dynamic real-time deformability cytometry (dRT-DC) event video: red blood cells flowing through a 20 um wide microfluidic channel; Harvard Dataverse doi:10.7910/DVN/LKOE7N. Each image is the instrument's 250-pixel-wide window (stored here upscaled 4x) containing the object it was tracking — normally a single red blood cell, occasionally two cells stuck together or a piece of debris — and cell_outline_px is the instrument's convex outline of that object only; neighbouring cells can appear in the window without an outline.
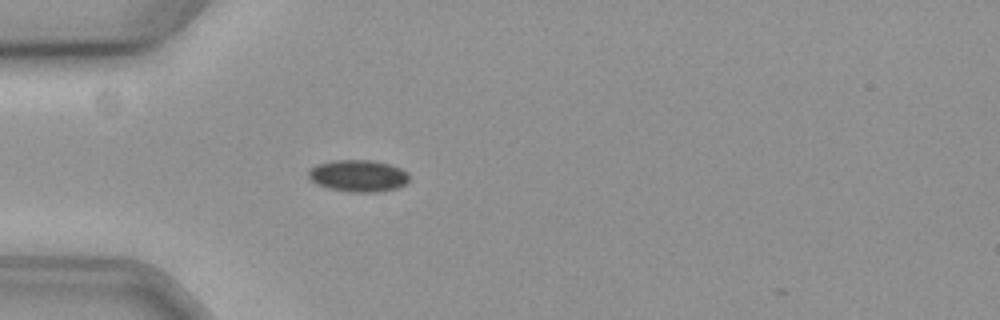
{"species": "common noctule bat (a hibernating species)", "species_latin": "Nyctalus noctula", "temperature_condition": "cold", "stored_images_in_passage": 42, "camera_frame_rate_fps": 3000, "um_per_image_px": 0.085, "animal": {"sex": "female", "body_mass_g": 19.3, "forearm_length_mm": 54.1}, "frame": {"image": 1, "passage_image": 1, "time_ms": 0.0, "image_size_px": [1000, 320], "cell_outline_px": [[408, 180], [404, 184], [396, 188], [376, 192], [348, 192], [328, 188], [316, 184], [308, 176], [308, 172], [316, 164], [332, 160], [372, 160], [392, 164], [408, 172]], "centroid_in_image_um": [30.44, 14.93], "position_along_channel_um": 54.6, "area_um2": 18.79}}
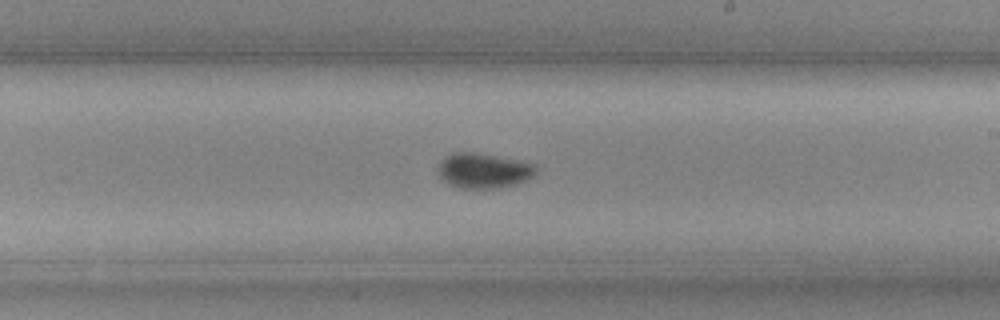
{"frame": {"image": 2, "passage_image": 18, "time_ms": 5.667, "image_size_px": [1000, 320], "cell_outline_px": [[536, 172], [532, 176], [516, 184], [500, 188], [460, 188], [448, 184], [440, 176], [436, 168], [440, 160], [456, 152], [476, 152], [520, 160], [536, 164]], "centroid_in_image_um": [41.09, 14.5], "position_along_channel_um": 247.9, "area_um2": 20.11}}
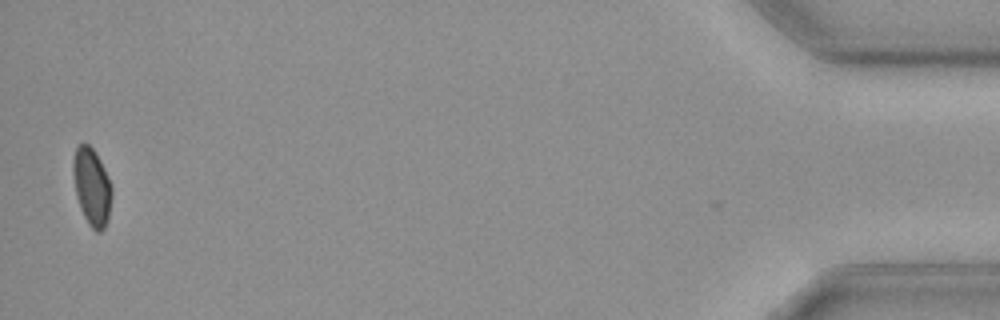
{"frame": {"image": 3, "passage_image": 41, "time_ms": 13.333, "image_size_px": [1000, 320], "cell_outline_px": [[112, 196], [108, 216], [104, 228], [100, 232], [96, 232], [88, 224], [80, 208], [76, 196], [72, 172], [72, 160], [76, 148], [80, 144], [88, 144], [96, 152], [112, 184]], "centroid_in_image_um": [7.8, 15.87], "position_along_channel_um": 427.4, "area_um2": 17.57}, "authors_computed_cell_mechanics": {"area_um2": 18.8139, "velocity_mm_per_s": 3.5766, "shape_relaxation_time_tau1_ms": 5.9237, "shape_relaxation_time_tau2_ms": null, "deformation_change_tau1": 0.0557, "deformation_change_tau2": null}}